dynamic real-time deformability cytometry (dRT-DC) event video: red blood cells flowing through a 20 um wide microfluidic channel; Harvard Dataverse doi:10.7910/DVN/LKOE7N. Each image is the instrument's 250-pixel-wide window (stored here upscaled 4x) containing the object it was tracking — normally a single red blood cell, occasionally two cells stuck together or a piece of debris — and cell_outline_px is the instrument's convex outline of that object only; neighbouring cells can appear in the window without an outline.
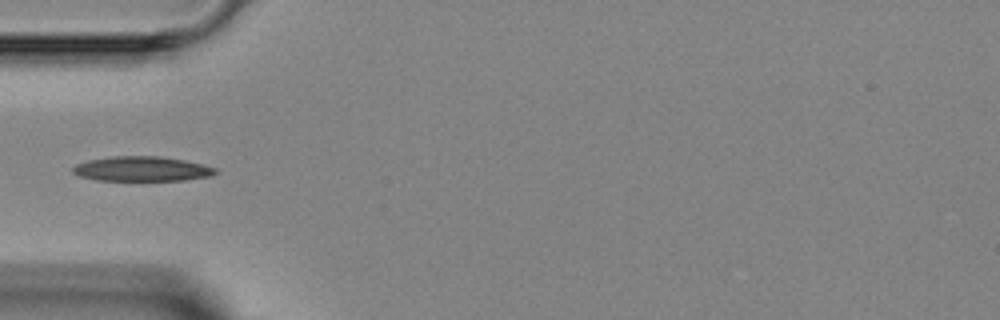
{"species": "Egyptian fruit bat (a non-hibernating species)", "species_latin": "Rousettus aegyptiacus", "temperature_condition": "room temperature", "stored_images_in_passage": 1, "camera_frame_rate_fps": 3000, "um_per_image_px": 0.085, "animal": {"sex": "female"}, "frame": {"image": 1, "passage_image": 1, "time_ms": 0.0, "image_size_px": [1000, 320], "cell_outline_px": [[216, 172], [208, 176], [184, 180], [96, 180], [80, 176], [72, 172], [72, 168], [76, 164], [88, 160], [112, 156], [160, 156], [184, 160], [216, 168]], "centroid_in_image_um": [12.01, 14.35], "position_along_channel_um": 73.0, "area_um2": 20.35}}